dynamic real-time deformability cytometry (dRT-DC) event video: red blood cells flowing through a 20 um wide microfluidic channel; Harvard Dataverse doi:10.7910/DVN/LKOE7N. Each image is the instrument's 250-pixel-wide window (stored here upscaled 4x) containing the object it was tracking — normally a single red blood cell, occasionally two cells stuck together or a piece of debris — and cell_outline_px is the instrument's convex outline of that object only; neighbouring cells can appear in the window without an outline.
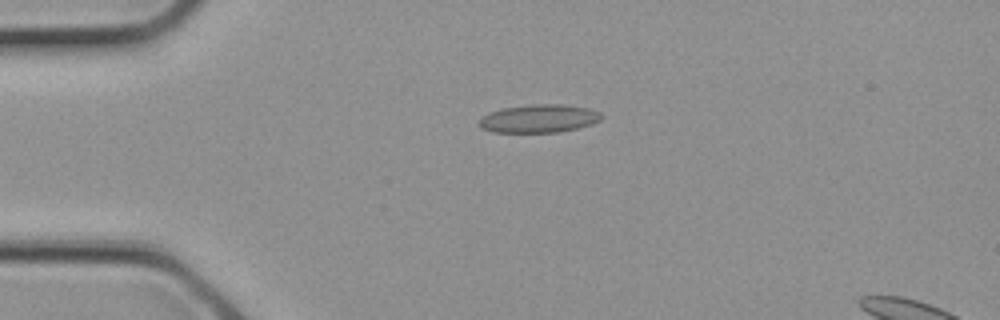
{"species": "common noctule bat (a hibernating species)", "species_latin": "Nyctalus noctula", "temperature_condition": "cold", "stored_images_in_passage": 4, "camera_frame_rate_fps": 3000, "um_per_image_px": 0.085, "animal": {"sex": "female", "body_mass_g": 21.9}, "frame": {"image": 1, "passage_image": 4, "time_ms": 1.0, "image_size_px": [1000, 320], "cell_outline_px": [[604, 116], [600, 120], [592, 124], [576, 128], [556, 132], [492, 132], [480, 128], [476, 124], [488, 112], [504, 108], [536, 104], [560, 104], [588, 108], [600, 112]], "centroid_in_image_um": [45.8, 10.08], "position_along_channel_um": 39.2, "area_um2": 20.0}}